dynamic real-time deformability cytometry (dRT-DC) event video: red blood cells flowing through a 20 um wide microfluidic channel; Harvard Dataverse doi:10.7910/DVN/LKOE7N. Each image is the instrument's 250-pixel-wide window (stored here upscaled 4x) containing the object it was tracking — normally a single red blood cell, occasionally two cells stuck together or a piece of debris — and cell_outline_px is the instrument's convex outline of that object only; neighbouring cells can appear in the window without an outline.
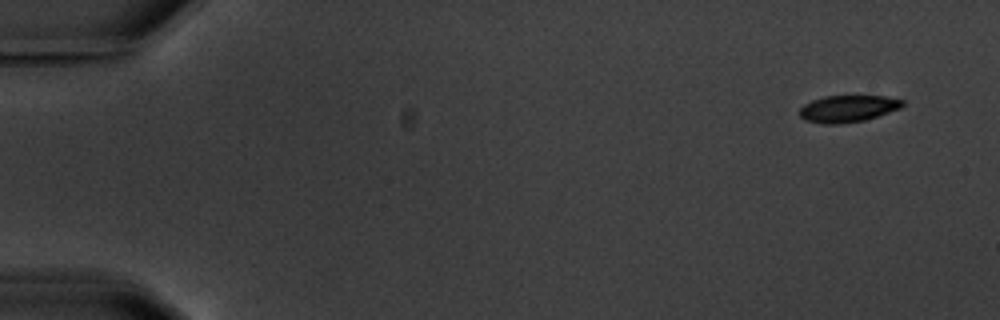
{"species": "common noctule bat (a hibernating species)", "species_latin": "Nyctalus noctula", "temperature_condition": "warm", "stored_images_in_passage": 5, "camera_frame_rate_fps": 3000, "um_per_image_px": 0.085, "animal": {"sex": "male", "body_mass_g": 20.1, "forearm_length_mm": 53.5}, "frame": {"image": 1, "passage_image": 1, "time_ms": 0.0, "image_size_px": [1000, 320], "cell_outline_px": [[904, 104], [900, 108], [864, 120], [840, 124], [824, 124], [804, 120], [800, 116], [800, 108], [804, 104], [812, 100], [824, 96], [884, 96], [904, 100]], "centroid_in_image_um": [72.04, 9.23], "position_along_channel_um": 13.0, "area_um2": 16.01}}
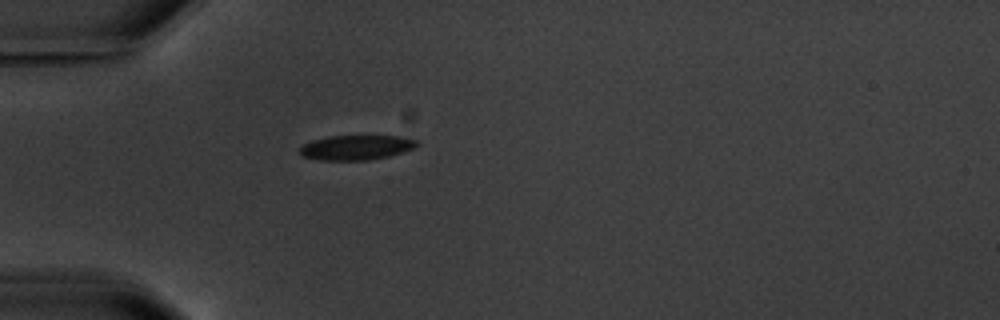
{"frame": {"image": 2, "passage_image": 5, "time_ms": 4.667, "image_size_px": [1000, 320], "cell_outline_px": [[420, 144], [416, 148], [388, 156], [368, 160], [320, 160], [300, 156], [300, 148], [304, 144], [312, 140], [328, 136], [400, 136], [416, 140]], "centroid_in_image_um": [30.28, 12.53], "position_along_channel_um": 54.7, "area_um2": 16.94}}